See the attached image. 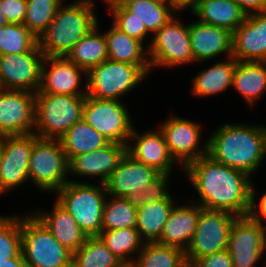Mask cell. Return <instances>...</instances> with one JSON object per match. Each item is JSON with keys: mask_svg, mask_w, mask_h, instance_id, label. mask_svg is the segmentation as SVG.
<instances>
[{"mask_svg": "<svg viewBox=\"0 0 266 267\" xmlns=\"http://www.w3.org/2000/svg\"><path fill=\"white\" fill-rule=\"evenodd\" d=\"M183 169L199 195L200 200L196 203L203 209L247 216L252 186L249 175L217 163L208 155L190 162Z\"/></svg>", "mask_w": 266, "mask_h": 267, "instance_id": "obj_1", "label": "cell"}, {"mask_svg": "<svg viewBox=\"0 0 266 267\" xmlns=\"http://www.w3.org/2000/svg\"><path fill=\"white\" fill-rule=\"evenodd\" d=\"M207 155L252 177L266 157V127L225 123L207 138Z\"/></svg>", "mask_w": 266, "mask_h": 267, "instance_id": "obj_2", "label": "cell"}, {"mask_svg": "<svg viewBox=\"0 0 266 267\" xmlns=\"http://www.w3.org/2000/svg\"><path fill=\"white\" fill-rule=\"evenodd\" d=\"M93 0L61 5L47 30L38 39L45 57H66L77 41L97 26Z\"/></svg>", "mask_w": 266, "mask_h": 267, "instance_id": "obj_3", "label": "cell"}, {"mask_svg": "<svg viewBox=\"0 0 266 267\" xmlns=\"http://www.w3.org/2000/svg\"><path fill=\"white\" fill-rule=\"evenodd\" d=\"M56 194V201L70 213L87 237L99 235L107 197L103 183L94 185L70 179Z\"/></svg>", "mask_w": 266, "mask_h": 267, "instance_id": "obj_4", "label": "cell"}, {"mask_svg": "<svg viewBox=\"0 0 266 267\" xmlns=\"http://www.w3.org/2000/svg\"><path fill=\"white\" fill-rule=\"evenodd\" d=\"M85 97L35 93L34 134L39 138L59 140L83 119Z\"/></svg>", "mask_w": 266, "mask_h": 267, "instance_id": "obj_5", "label": "cell"}, {"mask_svg": "<svg viewBox=\"0 0 266 267\" xmlns=\"http://www.w3.org/2000/svg\"><path fill=\"white\" fill-rule=\"evenodd\" d=\"M21 252L26 267H72V253L33 213L21 217Z\"/></svg>", "mask_w": 266, "mask_h": 267, "instance_id": "obj_6", "label": "cell"}, {"mask_svg": "<svg viewBox=\"0 0 266 267\" xmlns=\"http://www.w3.org/2000/svg\"><path fill=\"white\" fill-rule=\"evenodd\" d=\"M29 179L46 192H57L69 178V163L58 139L37 138L30 153Z\"/></svg>", "mask_w": 266, "mask_h": 267, "instance_id": "obj_7", "label": "cell"}, {"mask_svg": "<svg viewBox=\"0 0 266 267\" xmlns=\"http://www.w3.org/2000/svg\"><path fill=\"white\" fill-rule=\"evenodd\" d=\"M146 74L136 65L107 59L87 72V96L121 100L141 83Z\"/></svg>", "mask_w": 266, "mask_h": 267, "instance_id": "obj_8", "label": "cell"}, {"mask_svg": "<svg viewBox=\"0 0 266 267\" xmlns=\"http://www.w3.org/2000/svg\"><path fill=\"white\" fill-rule=\"evenodd\" d=\"M128 109L121 100L85 97L83 120L108 142L127 146L134 128Z\"/></svg>", "mask_w": 266, "mask_h": 267, "instance_id": "obj_9", "label": "cell"}, {"mask_svg": "<svg viewBox=\"0 0 266 267\" xmlns=\"http://www.w3.org/2000/svg\"><path fill=\"white\" fill-rule=\"evenodd\" d=\"M237 218L226 211L201 209L195 232L185 250L190 266L195 260L227 249L232 223Z\"/></svg>", "mask_w": 266, "mask_h": 267, "instance_id": "obj_10", "label": "cell"}, {"mask_svg": "<svg viewBox=\"0 0 266 267\" xmlns=\"http://www.w3.org/2000/svg\"><path fill=\"white\" fill-rule=\"evenodd\" d=\"M147 49L151 69L155 66L173 68L194 63L189 24H182L176 16L154 34Z\"/></svg>", "mask_w": 266, "mask_h": 267, "instance_id": "obj_11", "label": "cell"}, {"mask_svg": "<svg viewBox=\"0 0 266 267\" xmlns=\"http://www.w3.org/2000/svg\"><path fill=\"white\" fill-rule=\"evenodd\" d=\"M44 58L39 45L29 52L0 55V89L36 93Z\"/></svg>", "mask_w": 266, "mask_h": 267, "instance_id": "obj_12", "label": "cell"}, {"mask_svg": "<svg viewBox=\"0 0 266 267\" xmlns=\"http://www.w3.org/2000/svg\"><path fill=\"white\" fill-rule=\"evenodd\" d=\"M169 117L159 129L164 135L171 156L183 169L190 162L207 155V140L203 148H200L201 125L179 116Z\"/></svg>", "mask_w": 266, "mask_h": 267, "instance_id": "obj_13", "label": "cell"}, {"mask_svg": "<svg viewBox=\"0 0 266 267\" xmlns=\"http://www.w3.org/2000/svg\"><path fill=\"white\" fill-rule=\"evenodd\" d=\"M34 134L1 137L0 195L29 180L28 168Z\"/></svg>", "mask_w": 266, "mask_h": 267, "instance_id": "obj_14", "label": "cell"}, {"mask_svg": "<svg viewBox=\"0 0 266 267\" xmlns=\"http://www.w3.org/2000/svg\"><path fill=\"white\" fill-rule=\"evenodd\" d=\"M266 250V226L248 216L237 217L232 223L228 240L233 267H254Z\"/></svg>", "mask_w": 266, "mask_h": 267, "instance_id": "obj_15", "label": "cell"}, {"mask_svg": "<svg viewBox=\"0 0 266 267\" xmlns=\"http://www.w3.org/2000/svg\"><path fill=\"white\" fill-rule=\"evenodd\" d=\"M35 93L0 89V137L34 133Z\"/></svg>", "mask_w": 266, "mask_h": 267, "instance_id": "obj_16", "label": "cell"}, {"mask_svg": "<svg viewBox=\"0 0 266 267\" xmlns=\"http://www.w3.org/2000/svg\"><path fill=\"white\" fill-rule=\"evenodd\" d=\"M82 74L87 76L84 69L66 57H45L41 67L40 87L36 93L87 96V81L83 89L79 86Z\"/></svg>", "mask_w": 266, "mask_h": 267, "instance_id": "obj_17", "label": "cell"}, {"mask_svg": "<svg viewBox=\"0 0 266 267\" xmlns=\"http://www.w3.org/2000/svg\"><path fill=\"white\" fill-rule=\"evenodd\" d=\"M232 57L237 61L266 62V12L247 15L232 33Z\"/></svg>", "mask_w": 266, "mask_h": 267, "instance_id": "obj_18", "label": "cell"}, {"mask_svg": "<svg viewBox=\"0 0 266 267\" xmlns=\"http://www.w3.org/2000/svg\"><path fill=\"white\" fill-rule=\"evenodd\" d=\"M139 134L141 133L137 132L134 127L126 146V152L135 160L153 167L159 173L171 174L172 166L178 163L171 156L160 129ZM133 141L134 144L131 143Z\"/></svg>", "mask_w": 266, "mask_h": 267, "instance_id": "obj_19", "label": "cell"}, {"mask_svg": "<svg viewBox=\"0 0 266 267\" xmlns=\"http://www.w3.org/2000/svg\"><path fill=\"white\" fill-rule=\"evenodd\" d=\"M160 173L153 167L135 160L127 152L120 159L117 168L104 183L110 197H127L145 188Z\"/></svg>", "mask_w": 266, "mask_h": 267, "instance_id": "obj_20", "label": "cell"}, {"mask_svg": "<svg viewBox=\"0 0 266 267\" xmlns=\"http://www.w3.org/2000/svg\"><path fill=\"white\" fill-rule=\"evenodd\" d=\"M126 153V145L109 142L104 147L72 157L69 163L71 176H87L99 178V183H105Z\"/></svg>", "mask_w": 266, "mask_h": 267, "instance_id": "obj_21", "label": "cell"}, {"mask_svg": "<svg viewBox=\"0 0 266 267\" xmlns=\"http://www.w3.org/2000/svg\"><path fill=\"white\" fill-rule=\"evenodd\" d=\"M194 62H203L227 54L232 57V33L224 28L194 21L189 23Z\"/></svg>", "mask_w": 266, "mask_h": 267, "instance_id": "obj_22", "label": "cell"}, {"mask_svg": "<svg viewBox=\"0 0 266 267\" xmlns=\"http://www.w3.org/2000/svg\"><path fill=\"white\" fill-rule=\"evenodd\" d=\"M201 209L195 201L193 204L174 206L157 243L185 251L195 232Z\"/></svg>", "mask_w": 266, "mask_h": 267, "instance_id": "obj_23", "label": "cell"}, {"mask_svg": "<svg viewBox=\"0 0 266 267\" xmlns=\"http://www.w3.org/2000/svg\"><path fill=\"white\" fill-rule=\"evenodd\" d=\"M53 206L52 212L36 210L33 215L51 231L63 247L73 254L85 243L87 235L56 200Z\"/></svg>", "mask_w": 266, "mask_h": 267, "instance_id": "obj_24", "label": "cell"}, {"mask_svg": "<svg viewBox=\"0 0 266 267\" xmlns=\"http://www.w3.org/2000/svg\"><path fill=\"white\" fill-rule=\"evenodd\" d=\"M108 59L138 66L146 75L151 72L147 49L135 38L129 37L114 25L104 33ZM146 50V51H145ZM145 51V52H144Z\"/></svg>", "mask_w": 266, "mask_h": 267, "instance_id": "obj_25", "label": "cell"}, {"mask_svg": "<svg viewBox=\"0 0 266 267\" xmlns=\"http://www.w3.org/2000/svg\"><path fill=\"white\" fill-rule=\"evenodd\" d=\"M198 21L221 27L233 33L247 15L233 0H198L192 10Z\"/></svg>", "mask_w": 266, "mask_h": 267, "instance_id": "obj_26", "label": "cell"}, {"mask_svg": "<svg viewBox=\"0 0 266 267\" xmlns=\"http://www.w3.org/2000/svg\"><path fill=\"white\" fill-rule=\"evenodd\" d=\"M232 87L253 108L266 91V62L236 60Z\"/></svg>", "mask_w": 266, "mask_h": 267, "instance_id": "obj_27", "label": "cell"}, {"mask_svg": "<svg viewBox=\"0 0 266 267\" xmlns=\"http://www.w3.org/2000/svg\"><path fill=\"white\" fill-rule=\"evenodd\" d=\"M175 199L169 195L165 200L151 201L137 208L136 229L145 243L157 242L166 220L174 208Z\"/></svg>", "mask_w": 266, "mask_h": 267, "instance_id": "obj_28", "label": "cell"}, {"mask_svg": "<svg viewBox=\"0 0 266 267\" xmlns=\"http://www.w3.org/2000/svg\"><path fill=\"white\" fill-rule=\"evenodd\" d=\"M236 59L228 57L225 62H217L199 72L192 80V93L199 97H208L226 91L232 86Z\"/></svg>", "mask_w": 266, "mask_h": 267, "instance_id": "obj_29", "label": "cell"}, {"mask_svg": "<svg viewBox=\"0 0 266 267\" xmlns=\"http://www.w3.org/2000/svg\"><path fill=\"white\" fill-rule=\"evenodd\" d=\"M98 28L99 22L88 34L77 41L66 55L69 61L86 72L108 59L106 38Z\"/></svg>", "mask_w": 266, "mask_h": 267, "instance_id": "obj_30", "label": "cell"}, {"mask_svg": "<svg viewBox=\"0 0 266 267\" xmlns=\"http://www.w3.org/2000/svg\"><path fill=\"white\" fill-rule=\"evenodd\" d=\"M59 141L68 161L72 157L95 151L109 143L83 119L69 128Z\"/></svg>", "mask_w": 266, "mask_h": 267, "instance_id": "obj_31", "label": "cell"}, {"mask_svg": "<svg viewBox=\"0 0 266 267\" xmlns=\"http://www.w3.org/2000/svg\"><path fill=\"white\" fill-rule=\"evenodd\" d=\"M98 237L127 267L135 262L132 253L139 254L145 243L136 228L101 230Z\"/></svg>", "mask_w": 266, "mask_h": 267, "instance_id": "obj_32", "label": "cell"}, {"mask_svg": "<svg viewBox=\"0 0 266 267\" xmlns=\"http://www.w3.org/2000/svg\"><path fill=\"white\" fill-rule=\"evenodd\" d=\"M185 251L157 242L144 243L131 267H187Z\"/></svg>", "mask_w": 266, "mask_h": 267, "instance_id": "obj_33", "label": "cell"}, {"mask_svg": "<svg viewBox=\"0 0 266 267\" xmlns=\"http://www.w3.org/2000/svg\"><path fill=\"white\" fill-rule=\"evenodd\" d=\"M72 267H127L98 236L87 237L72 254Z\"/></svg>", "mask_w": 266, "mask_h": 267, "instance_id": "obj_34", "label": "cell"}, {"mask_svg": "<svg viewBox=\"0 0 266 267\" xmlns=\"http://www.w3.org/2000/svg\"><path fill=\"white\" fill-rule=\"evenodd\" d=\"M125 8L143 22L146 30L153 35L176 14L166 1H139Z\"/></svg>", "mask_w": 266, "mask_h": 267, "instance_id": "obj_35", "label": "cell"}, {"mask_svg": "<svg viewBox=\"0 0 266 267\" xmlns=\"http://www.w3.org/2000/svg\"><path fill=\"white\" fill-rule=\"evenodd\" d=\"M106 197L101 230L136 228L137 208L124 197Z\"/></svg>", "mask_w": 266, "mask_h": 267, "instance_id": "obj_36", "label": "cell"}, {"mask_svg": "<svg viewBox=\"0 0 266 267\" xmlns=\"http://www.w3.org/2000/svg\"><path fill=\"white\" fill-rule=\"evenodd\" d=\"M62 0H27L24 25L39 39L54 19Z\"/></svg>", "mask_w": 266, "mask_h": 267, "instance_id": "obj_37", "label": "cell"}, {"mask_svg": "<svg viewBox=\"0 0 266 267\" xmlns=\"http://www.w3.org/2000/svg\"><path fill=\"white\" fill-rule=\"evenodd\" d=\"M38 45V39L24 24H6L0 27V55L29 52Z\"/></svg>", "mask_w": 266, "mask_h": 267, "instance_id": "obj_38", "label": "cell"}, {"mask_svg": "<svg viewBox=\"0 0 266 267\" xmlns=\"http://www.w3.org/2000/svg\"><path fill=\"white\" fill-rule=\"evenodd\" d=\"M21 253V216L0 215V261Z\"/></svg>", "mask_w": 266, "mask_h": 267, "instance_id": "obj_39", "label": "cell"}, {"mask_svg": "<svg viewBox=\"0 0 266 267\" xmlns=\"http://www.w3.org/2000/svg\"><path fill=\"white\" fill-rule=\"evenodd\" d=\"M171 174L160 173L145 188L133 192L125 197L136 208L150 203L151 201L165 200L169 195L167 191L168 181Z\"/></svg>", "mask_w": 266, "mask_h": 267, "instance_id": "obj_40", "label": "cell"}, {"mask_svg": "<svg viewBox=\"0 0 266 267\" xmlns=\"http://www.w3.org/2000/svg\"><path fill=\"white\" fill-rule=\"evenodd\" d=\"M113 14V25L121 32L126 33L129 37L135 38L140 42H144L149 32L145 25L134 14L129 12L125 7L108 8Z\"/></svg>", "mask_w": 266, "mask_h": 267, "instance_id": "obj_41", "label": "cell"}, {"mask_svg": "<svg viewBox=\"0 0 266 267\" xmlns=\"http://www.w3.org/2000/svg\"><path fill=\"white\" fill-rule=\"evenodd\" d=\"M0 7L8 23H24L27 0H0Z\"/></svg>", "mask_w": 266, "mask_h": 267, "instance_id": "obj_42", "label": "cell"}, {"mask_svg": "<svg viewBox=\"0 0 266 267\" xmlns=\"http://www.w3.org/2000/svg\"><path fill=\"white\" fill-rule=\"evenodd\" d=\"M190 267H233V262L229 252L225 249L195 260Z\"/></svg>", "mask_w": 266, "mask_h": 267, "instance_id": "obj_43", "label": "cell"}, {"mask_svg": "<svg viewBox=\"0 0 266 267\" xmlns=\"http://www.w3.org/2000/svg\"><path fill=\"white\" fill-rule=\"evenodd\" d=\"M253 184L250 190V206L247 216L254 222L263 225V220H266V193L259 199L258 203L256 200V190L253 188ZM258 204V205H257Z\"/></svg>", "mask_w": 266, "mask_h": 267, "instance_id": "obj_44", "label": "cell"}, {"mask_svg": "<svg viewBox=\"0 0 266 267\" xmlns=\"http://www.w3.org/2000/svg\"><path fill=\"white\" fill-rule=\"evenodd\" d=\"M246 15L266 12V0H233Z\"/></svg>", "mask_w": 266, "mask_h": 267, "instance_id": "obj_45", "label": "cell"}, {"mask_svg": "<svg viewBox=\"0 0 266 267\" xmlns=\"http://www.w3.org/2000/svg\"><path fill=\"white\" fill-rule=\"evenodd\" d=\"M175 11L176 13H178V11L186 9V8H190V10L192 11L198 0H165Z\"/></svg>", "mask_w": 266, "mask_h": 267, "instance_id": "obj_46", "label": "cell"}, {"mask_svg": "<svg viewBox=\"0 0 266 267\" xmlns=\"http://www.w3.org/2000/svg\"><path fill=\"white\" fill-rule=\"evenodd\" d=\"M0 267H26L23 254L21 253L18 257L0 261Z\"/></svg>", "mask_w": 266, "mask_h": 267, "instance_id": "obj_47", "label": "cell"}, {"mask_svg": "<svg viewBox=\"0 0 266 267\" xmlns=\"http://www.w3.org/2000/svg\"><path fill=\"white\" fill-rule=\"evenodd\" d=\"M109 8H122L139 1H165V0H105Z\"/></svg>", "mask_w": 266, "mask_h": 267, "instance_id": "obj_48", "label": "cell"}, {"mask_svg": "<svg viewBox=\"0 0 266 267\" xmlns=\"http://www.w3.org/2000/svg\"><path fill=\"white\" fill-rule=\"evenodd\" d=\"M6 24H8L5 16L3 15V12L1 10V7H0V27L1 26H5Z\"/></svg>", "mask_w": 266, "mask_h": 267, "instance_id": "obj_49", "label": "cell"}, {"mask_svg": "<svg viewBox=\"0 0 266 267\" xmlns=\"http://www.w3.org/2000/svg\"><path fill=\"white\" fill-rule=\"evenodd\" d=\"M1 153H2V145H1V137H0V158H1Z\"/></svg>", "mask_w": 266, "mask_h": 267, "instance_id": "obj_50", "label": "cell"}]
</instances>
